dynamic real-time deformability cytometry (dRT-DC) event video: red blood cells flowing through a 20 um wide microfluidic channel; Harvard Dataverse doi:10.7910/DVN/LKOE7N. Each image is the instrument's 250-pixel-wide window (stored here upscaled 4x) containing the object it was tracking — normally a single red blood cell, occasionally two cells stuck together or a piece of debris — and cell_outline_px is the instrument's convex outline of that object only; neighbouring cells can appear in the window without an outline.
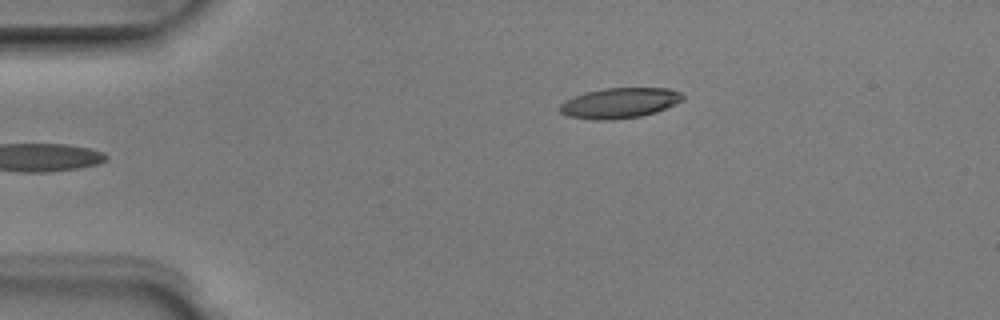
{"species": "Egyptian fruit bat (a non-hibernating species)", "species_latin": "Rousettus aegyptiacus", "temperature_condition": "room temperature", "stored_images_in_passage": 5, "camera_frame_rate_fps": 3000, "um_per_image_px": 0.085, "animal": {"sex": "male"}, "frame": {"image": 1, "passage_image": 5, "time_ms": 1.333, "image_size_px": [1000, 320], "cell_outline_px": [[684, 100], [656, 112], [640, 116], [612, 120], [596, 120], [568, 116], [560, 112], [560, 104], [564, 100], [572, 96], [584, 92], [604, 88], [668, 88], [680, 92], [684, 96]], "centroid_in_image_um": [52.65, 8.75], "position_along_channel_um": 32.4, "area_um2": 21.85}}